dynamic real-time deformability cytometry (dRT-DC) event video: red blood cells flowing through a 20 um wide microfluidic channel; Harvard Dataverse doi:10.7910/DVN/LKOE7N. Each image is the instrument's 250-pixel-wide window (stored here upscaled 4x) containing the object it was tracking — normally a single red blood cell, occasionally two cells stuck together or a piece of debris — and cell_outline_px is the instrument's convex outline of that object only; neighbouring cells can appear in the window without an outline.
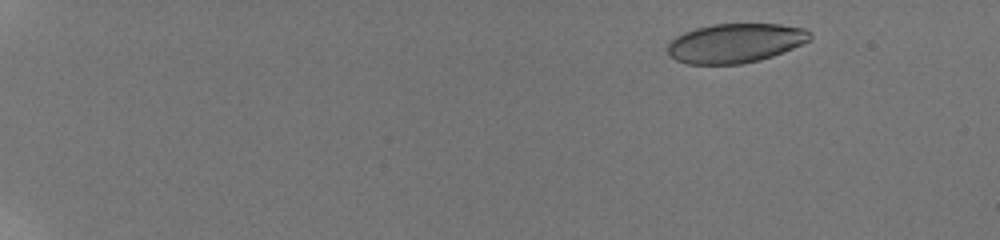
{"species": "human", "species_latin": "Homo sapiens", "temperature_condition": "room temperature", "stored_images_in_passage": 12, "camera_frame_rate_fps": 3000, "um_per_image_px": 0.085, "donor": {"sex": "male"}, "frame": {"image": 1, "passage_image": 1, "time_ms": 0.0, "image_size_px": [1000, 240], "cell_outline_px": [[812, 40], [772, 56], [760, 60], [744, 64], [688, 64], [676, 60], [668, 56], [668, 44], [676, 36], [684, 32], [696, 28], [712, 24], [780, 24], [808, 28], [812, 36]], "centroid_in_image_um": [62.52, 3.66], "position_along_channel_um": 22.5, "area_um2": 32.83}}